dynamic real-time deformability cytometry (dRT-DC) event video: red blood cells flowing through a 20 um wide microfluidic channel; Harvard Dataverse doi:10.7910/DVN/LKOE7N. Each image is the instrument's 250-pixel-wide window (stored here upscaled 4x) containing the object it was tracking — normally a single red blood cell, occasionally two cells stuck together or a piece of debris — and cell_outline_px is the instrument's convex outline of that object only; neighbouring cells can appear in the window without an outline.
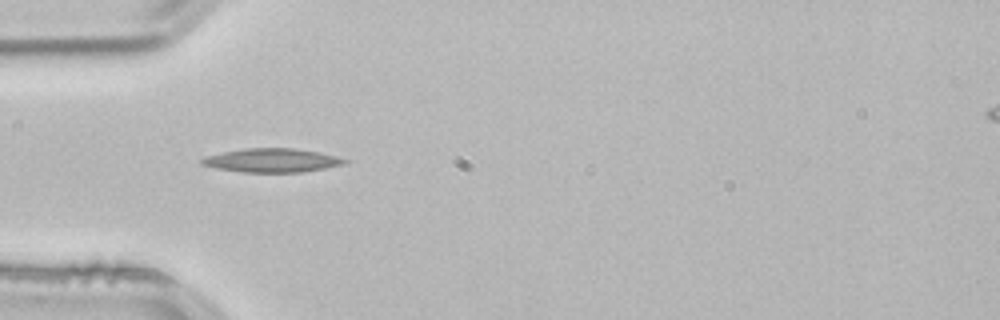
{"species": "common noctule bat (a hibernating species)", "species_latin": "Nyctalus noctula", "temperature_condition": "room temperature", "stored_images_in_passage": 38, "camera_frame_rate_fps": 3000, "um_per_image_px": 0.085, "animal": {"sex": "male", "body_mass_g": 21.5, "forearm_length_mm": 52.0}, "frame": {"image": 1, "passage_image": 1, "time_ms": 0.0, "image_size_px": [1000, 320], "cell_outline_px": [[348, 160], [344, 164], [324, 168], [300, 172], [240, 172], [216, 168], [200, 164], [200, 160], [208, 156], [224, 152], [244, 148], [296, 148], [320, 152], [336, 156]], "centroid_in_image_um": [23.11, 13.63], "position_along_channel_um": 61.9, "area_um2": 19.65}}
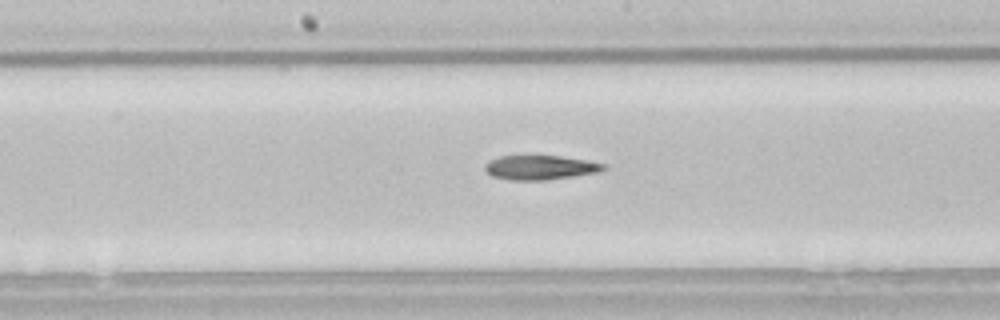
{"frame": {"image": 2, "passage_image": 12, "time_ms": 3.667, "image_size_px": [1000, 320], "cell_outline_px": [[608, 168], [596, 172], [572, 176], [544, 180], [508, 180], [492, 176], [484, 168], [484, 164], [488, 160], [500, 156], [560, 156], [588, 160], [604, 164]], "centroid_in_image_um": [45.88, 14.23], "position_along_channel_um": 202.3, "area_um2": 16.76}}
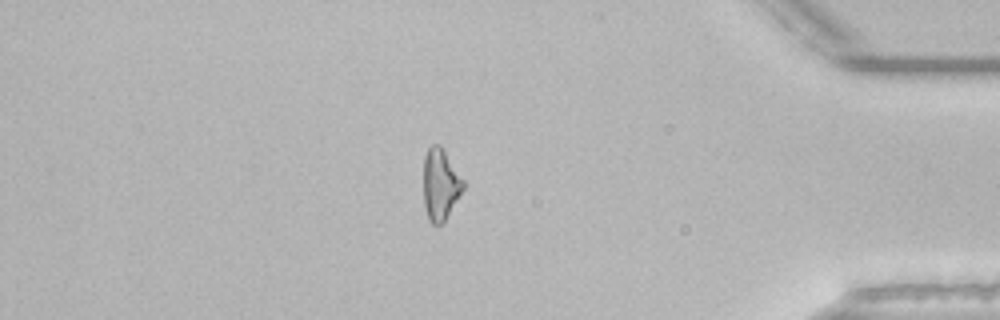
{"frame": {"image": 3, "passage_image": 30, "time_ms": 9.667, "image_size_px": [1000, 320], "cell_outline_px": [[464, 188], [444, 220], [440, 224], [432, 224], [428, 220], [424, 204], [424, 156], [428, 148], [432, 144], [440, 144], [464, 180]], "centroid_in_image_um": [37.42, 15.65], "position_along_channel_um": 397.8, "area_um2": 16.36}}